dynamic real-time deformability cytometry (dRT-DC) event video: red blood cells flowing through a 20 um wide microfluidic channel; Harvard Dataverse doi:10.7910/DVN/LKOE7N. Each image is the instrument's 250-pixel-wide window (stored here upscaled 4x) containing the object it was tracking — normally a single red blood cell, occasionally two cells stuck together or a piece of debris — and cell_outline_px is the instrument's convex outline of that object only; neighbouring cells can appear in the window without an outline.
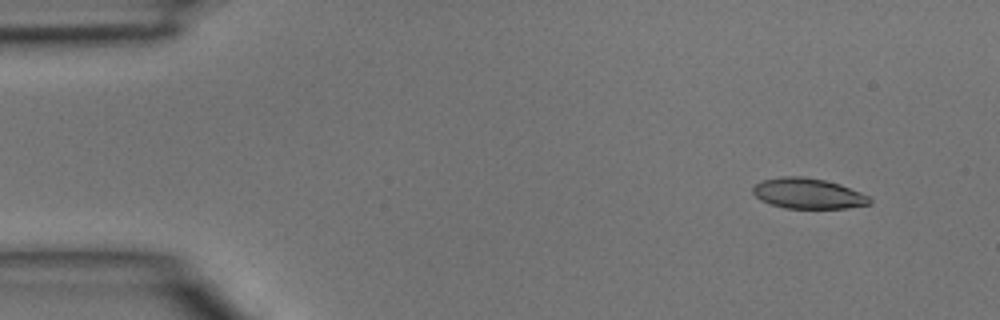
{"species": "common noctule bat (a hibernating species)", "species_latin": "Nyctalus noctula", "temperature_condition": "room temperature", "stored_images_in_passage": 42, "camera_frame_rate_fps": 3000, "um_per_image_px": 0.085, "animal": {"sex": "male", "body_mass_g": 15.6}, "frame": {"image": 1, "passage_image": 1, "time_ms": 0.0, "image_size_px": [1000, 320], "cell_outline_px": [[872, 204], [848, 208], [784, 208], [760, 200], [752, 192], [752, 188], [760, 180], [780, 176], [804, 176], [824, 180], [840, 184], [860, 192], [868, 196], [872, 200]], "centroid_in_image_um": [68.68, 16.44], "position_along_channel_um": 16.3, "area_um2": 20.87}}
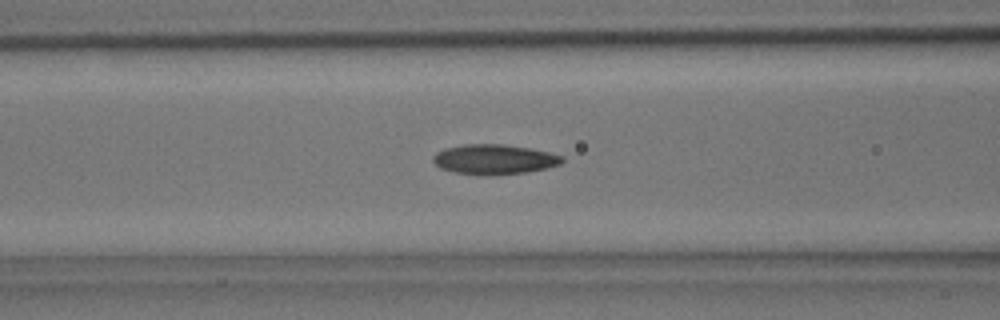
{"frame": {"image": 2, "passage_image": 15, "time_ms": 4.667, "image_size_px": [1000, 320], "cell_outline_px": [[564, 160], [560, 164], [544, 168], [524, 172], [488, 176], [484, 176], [456, 172], [440, 168], [432, 160], [432, 156], [436, 152], [444, 148], [464, 144], [504, 144], [528, 148], [548, 152], [564, 156]], "centroid_in_image_um": [41.97, 13.54], "position_along_channel_um": 124.6, "area_um2": 22.48}}
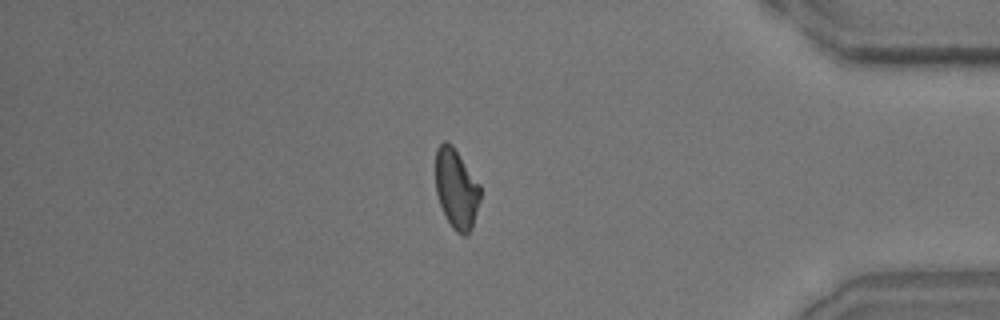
{"frame": {"image": 3, "passage_image": 36, "time_ms": 11.667, "image_size_px": [1000, 320], "cell_outline_px": [[480, 200], [472, 228], [468, 236], [464, 236], [456, 232], [452, 228], [440, 204], [436, 192], [436, 148], [444, 140], [452, 144], [480, 184]], "centroid_in_image_um": [38.8, 16.05], "position_along_channel_um": 396.4, "area_um2": 20.81}}